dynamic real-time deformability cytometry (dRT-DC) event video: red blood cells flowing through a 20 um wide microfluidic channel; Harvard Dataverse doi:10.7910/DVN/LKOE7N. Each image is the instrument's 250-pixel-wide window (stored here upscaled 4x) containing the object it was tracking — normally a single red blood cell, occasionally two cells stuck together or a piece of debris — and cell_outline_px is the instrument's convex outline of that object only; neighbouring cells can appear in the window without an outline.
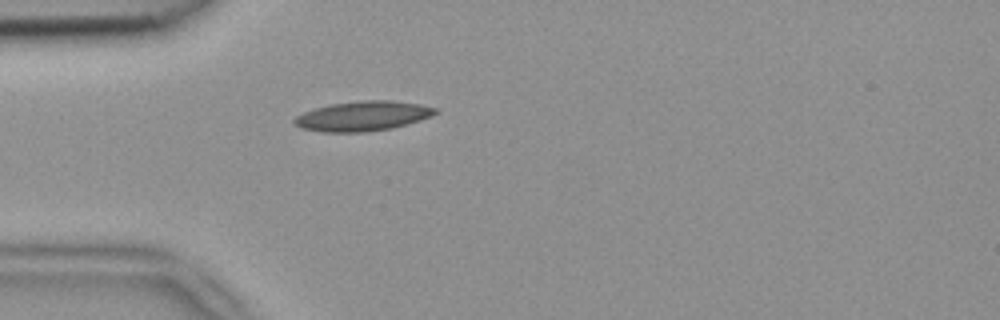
{"species": "common noctule bat (a hibernating species)", "species_latin": "Nyctalus noctula", "temperature_condition": "room temperature", "stored_images_in_passage": 1, "camera_frame_rate_fps": 3000, "um_per_image_px": 0.085, "animal": {"sex": "female", "body_mass_g": 18.4}, "frame": {"image": 1, "passage_image": 1, "time_ms": 0.0, "image_size_px": [1000, 320], "cell_outline_px": [[436, 112], [420, 120], [408, 124], [392, 128], [364, 132], [320, 132], [300, 128], [292, 120], [296, 116], [304, 112], [316, 108], [332, 104], [360, 100], [388, 100], [420, 104], [436, 108]], "centroid_in_image_um": [30.8, 9.87], "position_along_channel_um": 54.2, "area_um2": 24.28}}